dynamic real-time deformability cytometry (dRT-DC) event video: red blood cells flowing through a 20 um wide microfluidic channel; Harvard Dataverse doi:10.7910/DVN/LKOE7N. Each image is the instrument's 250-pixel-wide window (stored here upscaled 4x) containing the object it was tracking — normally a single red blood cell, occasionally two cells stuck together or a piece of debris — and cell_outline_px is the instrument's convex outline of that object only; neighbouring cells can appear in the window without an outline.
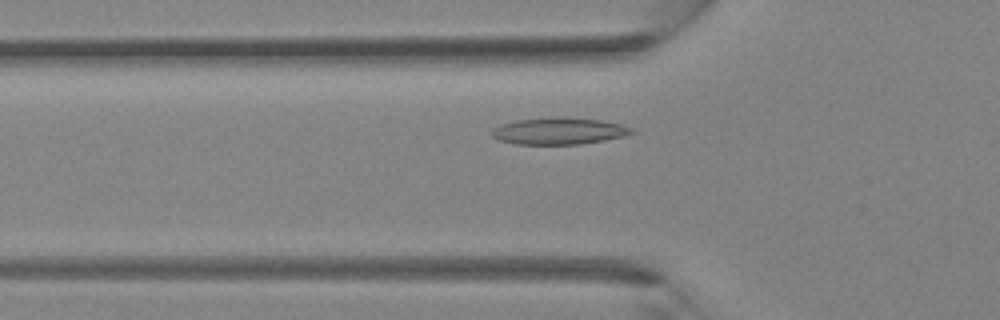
{"species": "Egyptian fruit bat (a non-hibernating species)", "species_latin": "Rousettus aegyptiacus", "temperature_condition": "room temperature", "stored_images_in_passage": 33, "camera_frame_rate_fps": 3000, "um_per_image_px": 0.085, "animal": {"sex": "female"}, "frame": {"image": 1, "passage_image": 8, "time_ms": 2.333, "image_size_px": [1000, 320], "cell_outline_px": [[636, 132], [624, 136], [604, 140], [580, 144], [516, 144], [500, 140], [492, 136], [492, 128], [500, 124], [516, 120], [556, 116], [560, 116], [600, 120], [620, 124], [632, 128]], "centroid_in_image_um": [47.5, 11.12], "position_along_channel_um": 78.3, "area_um2": 21.91}}
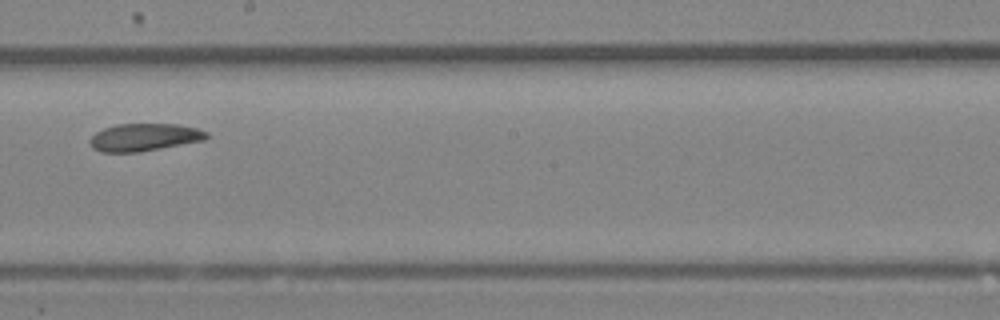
{"frame": {"image": 2, "passage_image": 17, "time_ms": 5.333, "image_size_px": [1000, 320], "cell_outline_px": [[208, 136], [204, 140], [160, 148], [136, 152], [100, 152], [92, 148], [88, 144], [88, 140], [96, 132], [104, 128], [116, 124], [180, 124], [196, 128], [208, 132]], "centroid_in_image_um": [12.22, 11.66], "position_along_channel_um": 236.0, "area_um2": 18.73}}
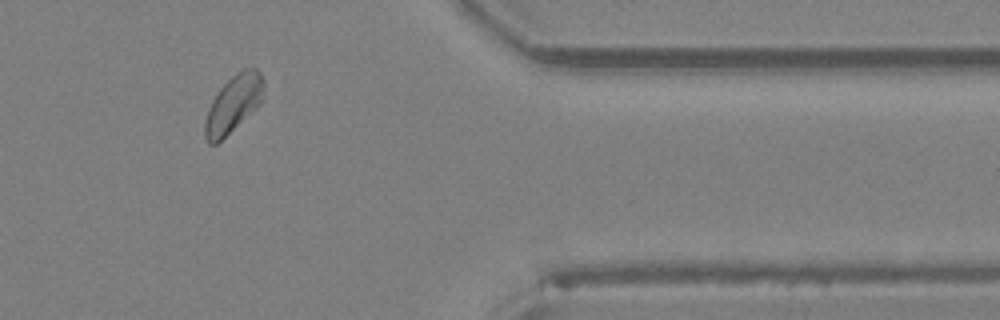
{"frame": {"image": 3, "passage_image": 27, "time_ms": 8.667, "image_size_px": [1000, 320], "cell_outline_px": [[264, 88], [260, 104], [256, 108], [216, 144], [208, 144], [204, 136], [204, 124], [212, 100], [220, 88], [236, 72], [244, 68], [256, 68], [260, 72], [264, 80]], "centroid_in_image_um": [19.84, 8.81], "position_along_channel_um": 391.6, "area_um2": 19.31}}